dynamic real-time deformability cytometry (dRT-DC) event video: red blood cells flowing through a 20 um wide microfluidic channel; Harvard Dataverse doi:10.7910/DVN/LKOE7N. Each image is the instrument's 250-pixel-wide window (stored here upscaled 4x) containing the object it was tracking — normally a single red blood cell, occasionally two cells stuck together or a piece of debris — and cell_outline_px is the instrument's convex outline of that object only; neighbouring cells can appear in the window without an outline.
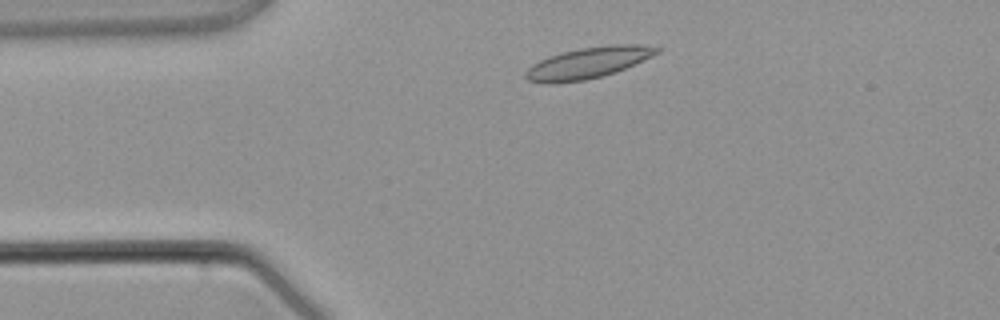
{"species": "common noctule bat (a hibernating species)", "species_latin": "Nyctalus noctula", "temperature_condition": "warm", "stored_images_in_passage": 3, "camera_frame_rate_fps": 3000, "um_per_image_px": 0.085, "animal": {"sex": "male", "body_mass_g": 21.5, "forearm_length_mm": 52.0}, "frame": {"image": 1, "passage_image": 1, "time_ms": 0.0, "image_size_px": [1000, 320], "cell_outline_px": [[664, 48], [660, 52], [652, 56], [616, 72], [584, 80], [556, 84], [544, 84], [528, 80], [524, 76], [524, 72], [532, 64], [548, 56], [560, 52], [580, 48], [612, 44], [644, 44]], "centroid_in_image_um": [49.98, 5.33], "position_along_channel_um": 35.0, "area_um2": 24.16}}
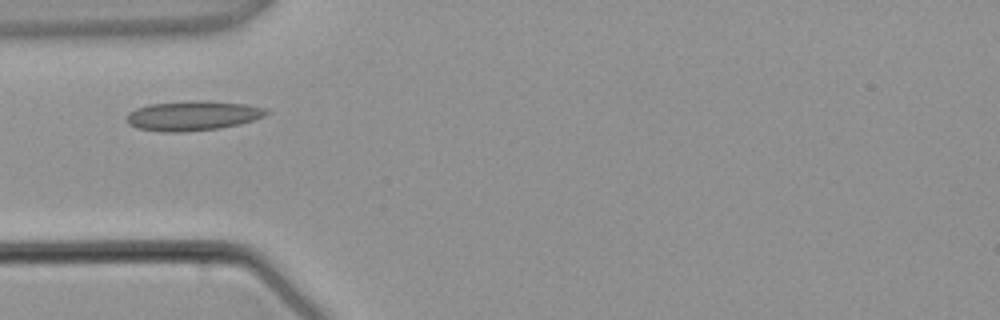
{"frame": {"image": 2, "passage_image": 2, "time_ms": 1.333, "image_size_px": [1000, 320], "cell_outline_px": [[268, 112], [264, 116], [240, 124], [220, 128], [184, 132], [164, 132], [136, 128], [128, 124], [124, 120], [124, 116], [128, 112], [136, 108], [148, 104], [196, 100], [248, 104], [264, 108]], "centroid_in_image_um": [16.3, 9.84], "position_along_channel_um": 68.7, "area_um2": 24.33}}
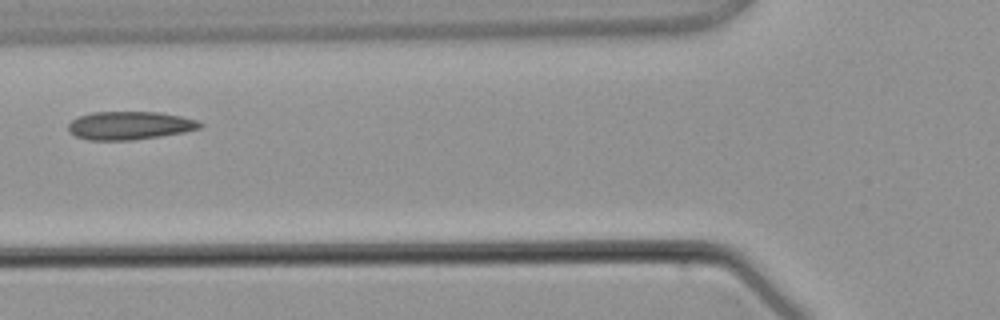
{"frame": {"image": 3, "passage_image": 3, "time_ms": 2.333, "image_size_px": [1000, 320], "cell_outline_px": [[204, 124], [200, 128], [184, 132], [160, 136], [132, 140], [88, 140], [76, 136], [68, 132], [68, 124], [72, 120], [80, 116], [92, 112], [160, 112], [180, 116], [196, 120]], "centroid_in_image_um": [11.01, 10.67], "position_along_channel_um": 114.8, "area_um2": 21.62}}